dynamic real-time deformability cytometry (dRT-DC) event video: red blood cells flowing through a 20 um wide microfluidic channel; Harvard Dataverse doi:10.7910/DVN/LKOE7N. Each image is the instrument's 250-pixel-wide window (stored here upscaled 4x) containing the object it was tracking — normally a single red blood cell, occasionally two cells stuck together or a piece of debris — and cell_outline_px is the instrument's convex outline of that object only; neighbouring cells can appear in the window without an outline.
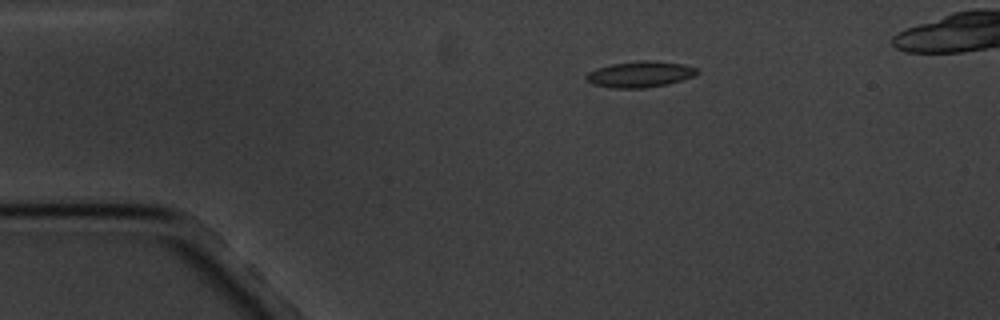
{"species": "common noctule bat (a hibernating species)", "species_latin": "Nyctalus noctula", "temperature_condition": "cold", "stored_images_in_passage": 9, "camera_frame_rate_fps": 3000, "um_per_image_px": 0.085, "animal": {"sex": "male", "body_mass_g": 20.1, "forearm_length_mm": 53.5}, "frame": {"image": 1, "passage_image": 1, "time_ms": 0.0, "image_size_px": [1000, 320], "cell_outline_px": [[700, 72], [692, 76], [668, 84], [644, 88], [616, 88], [592, 84], [584, 76], [588, 72], [596, 68], [612, 64], [640, 60], [652, 60], [684, 64], [696, 68]], "centroid_in_image_um": [54.39, 6.3], "position_along_channel_um": 30.6, "area_um2": 16.76}}
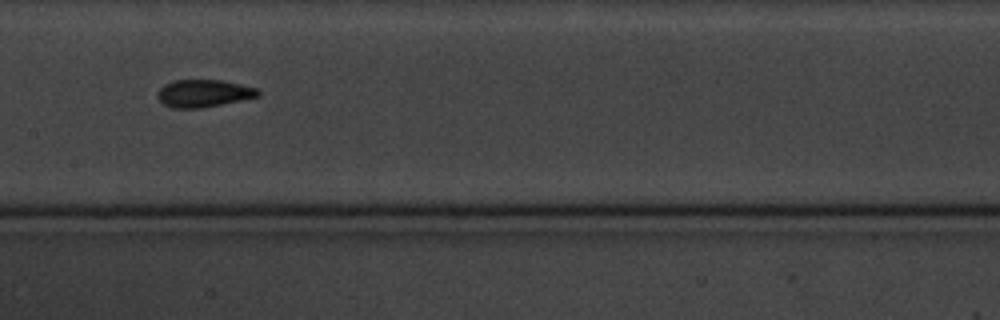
{"frame": {"image": 2, "passage_image": 6, "time_ms": 6.0, "image_size_px": [1000, 320], "cell_outline_px": [[260, 96], [200, 108], [172, 108], [164, 104], [156, 96], [156, 92], [164, 84], [172, 80], [220, 80], [260, 88]], "centroid_in_image_um": [17.29, 7.92], "position_along_channel_um": 190.1, "area_um2": 16.13}}
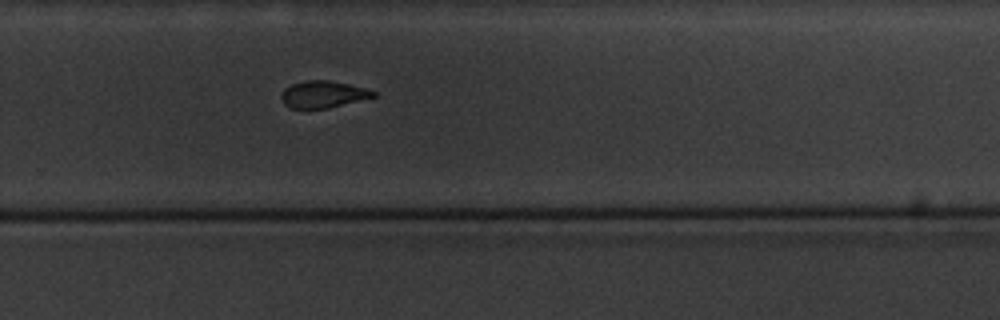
{"frame": {"image": 3, "passage_image": 9, "time_ms": 9.333, "image_size_px": [1000, 320], "cell_outline_px": [[376, 96], [328, 108], [288, 108], [284, 104], [280, 96], [284, 88], [292, 84], [304, 80], [328, 80], [348, 84], [364, 88], [376, 92]], "centroid_in_image_um": [27.41, 8.01], "position_along_channel_um": 302.4, "area_um2": 14.33}}